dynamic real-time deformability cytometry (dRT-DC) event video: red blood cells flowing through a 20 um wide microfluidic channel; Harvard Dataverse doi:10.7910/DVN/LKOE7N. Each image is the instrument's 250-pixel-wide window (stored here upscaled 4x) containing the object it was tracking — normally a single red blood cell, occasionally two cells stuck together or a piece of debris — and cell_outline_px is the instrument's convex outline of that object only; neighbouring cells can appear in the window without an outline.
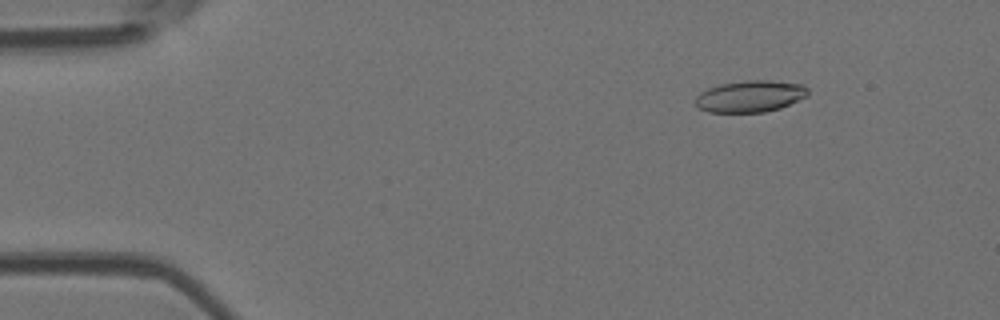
{"species": "Egyptian fruit bat (a non-hibernating species)", "species_latin": "Rousettus aegyptiacus", "temperature_condition": "room temperature", "stored_images_in_passage": 6, "camera_frame_rate_fps": 3000, "um_per_image_px": 0.085, "animal": {"sex": "female"}, "frame": {"image": 1, "passage_image": 2, "time_ms": 1.333, "image_size_px": [1000, 320], "cell_outline_px": [[808, 96], [780, 108], [764, 112], [708, 112], [700, 108], [696, 104], [696, 96], [700, 92], [708, 88], [720, 84], [744, 80], [772, 80], [804, 84], [808, 88]], "centroid_in_image_um": [63.79, 8.17], "position_along_channel_um": 21.2, "area_um2": 20.87}}
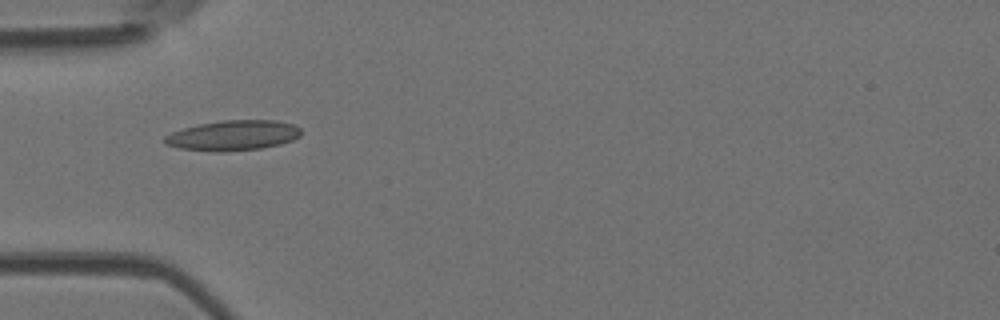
{"frame": {"image": 2, "passage_image": 5, "time_ms": 4.667, "image_size_px": [1000, 320], "cell_outline_px": [[300, 136], [292, 140], [280, 144], [260, 148], [220, 152], [180, 148], [164, 144], [164, 136], [172, 132], [184, 128], [200, 124], [220, 120], [276, 120], [296, 124], [300, 128]], "centroid_in_image_um": [19.83, 11.5], "position_along_channel_um": 65.2, "area_um2": 23.93}}
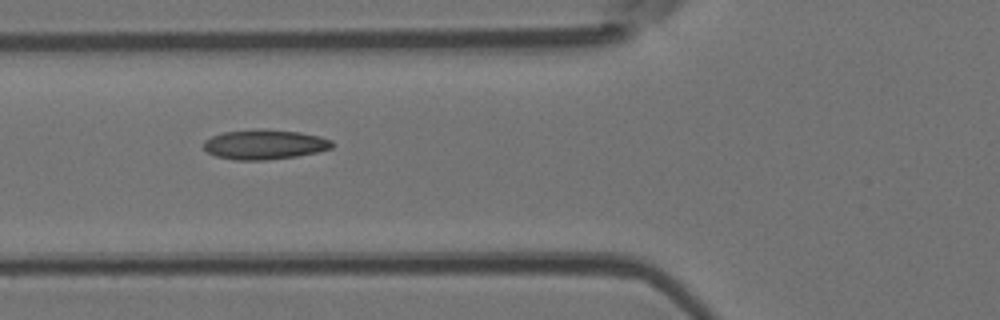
{"frame": {"image": 3, "passage_image": 6, "time_ms": 5.667, "image_size_px": [1000, 320], "cell_outline_px": [[336, 144], [332, 148], [316, 152], [296, 156], [268, 160], [236, 160], [216, 156], [208, 152], [204, 148], [204, 140], [212, 136], [224, 132], [260, 128], [300, 132], [320, 136], [332, 140]], "centroid_in_image_um": [22.52, 12.27], "position_along_channel_um": 103.3, "area_um2": 22.43}}